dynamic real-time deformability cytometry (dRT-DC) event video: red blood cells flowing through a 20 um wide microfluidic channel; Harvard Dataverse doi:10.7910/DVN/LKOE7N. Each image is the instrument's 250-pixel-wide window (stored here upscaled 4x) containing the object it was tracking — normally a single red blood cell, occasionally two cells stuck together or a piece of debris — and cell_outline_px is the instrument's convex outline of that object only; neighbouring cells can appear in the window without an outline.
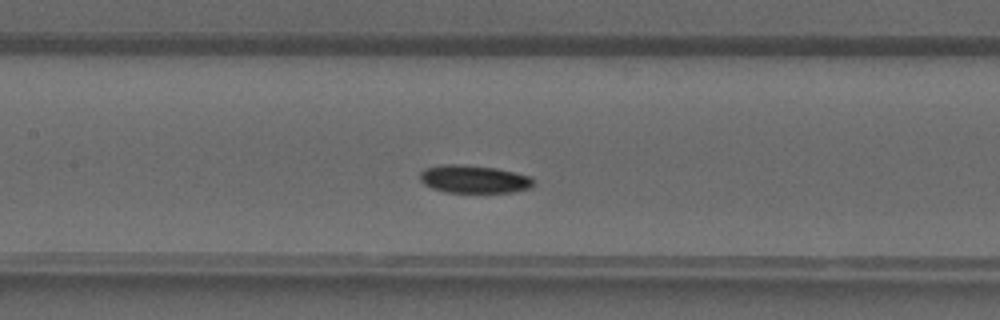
{"species": "common noctule bat (a hibernating species)", "species_latin": "Nyctalus noctula", "temperature_condition": "warm", "stored_images_in_passage": 34, "camera_frame_rate_fps": 3000, "um_per_image_px": 0.085, "animal": {"sex": "male", "forearm_length_mm": 52.5}, "frame": {"image": 1, "passage_image": 13, "time_ms": 4.0, "image_size_px": [1000, 320], "cell_outline_px": [[536, 180], [528, 188], [512, 192], [444, 192], [432, 188], [424, 184], [420, 180], [420, 172], [424, 168], [444, 164], [460, 164], [496, 168], [516, 172], [532, 176]], "centroid_in_image_um": [40.28, 15.22], "position_along_channel_um": 167.1, "area_um2": 18.55}}
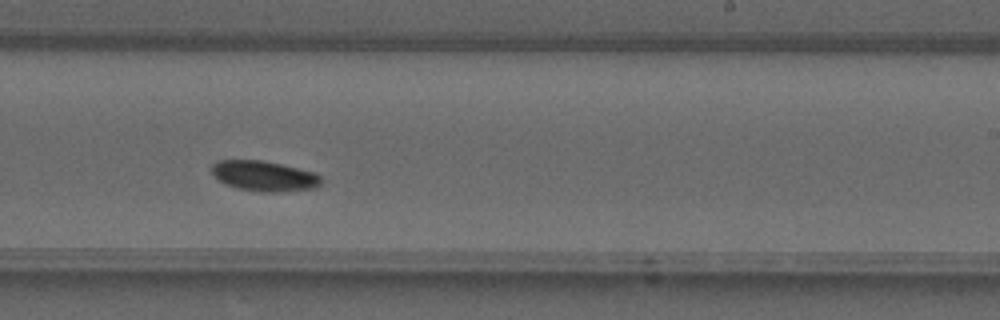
{"frame": {"image": 2, "passage_image": 19, "time_ms": 6.0, "image_size_px": [1000, 320], "cell_outline_px": [[320, 184], [316, 188], [276, 192], [260, 192], [236, 188], [224, 184], [212, 172], [212, 164], [216, 160], [260, 160], [280, 164], [312, 172], [320, 176]], "centroid_in_image_um": [22.41, 14.96], "position_along_channel_um": 266.6, "area_um2": 19.13}}
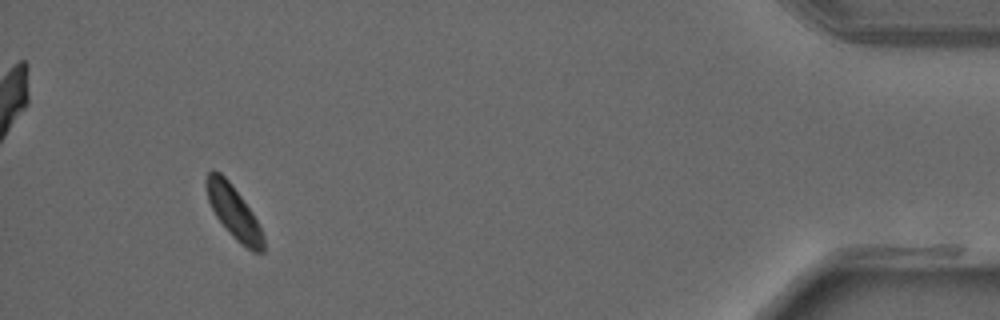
{"frame": {"image": 3, "passage_image": 32, "time_ms": 10.333, "image_size_px": [1000, 320], "cell_outline_px": [[264, 252], [252, 252], [240, 244], [228, 232], [216, 216], [208, 200], [204, 184], [204, 180], [208, 172], [212, 168], [220, 172], [232, 184], [252, 212], [264, 236]], "centroid_in_image_um": [19.84, 18.0], "position_along_channel_um": 415.4, "area_um2": 17.69}}